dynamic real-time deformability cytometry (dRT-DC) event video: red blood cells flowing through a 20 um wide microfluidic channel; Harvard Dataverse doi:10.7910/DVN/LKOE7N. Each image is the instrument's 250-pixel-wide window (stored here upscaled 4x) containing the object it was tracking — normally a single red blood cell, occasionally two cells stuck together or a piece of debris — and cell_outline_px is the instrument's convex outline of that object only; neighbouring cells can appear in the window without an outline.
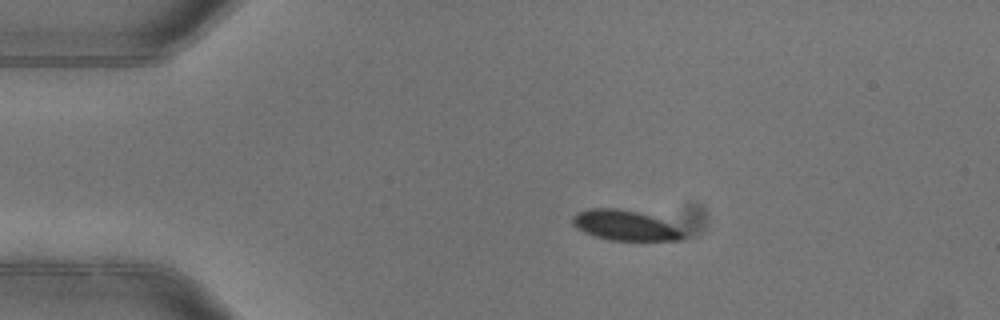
{"species": "common noctule bat (a hibernating species)", "species_latin": "Nyctalus noctula", "temperature_condition": "warm", "stored_images_in_passage": 3, "camera_frame_rate_fps": 3000, "um_per_image_px": 0.085, "animal": {"sex": "female"}, "frame": {"image": 1, "passage_image": 1, "time_ms": 0.0, "image_size_px": [1000, 320], "cell_outline_px": [[684, 236], [680, 240], [608, 240], [584, 232], [576, 228], [572, 224], [572, 216], [580, 212], [592, 208], [616, 208], [636, 212], [660, 220], [676, 228]], "centroid_in_image_um": [53.01, 19.16], "position_along_channel_um": 32.0, "area_um2": 18.73}}
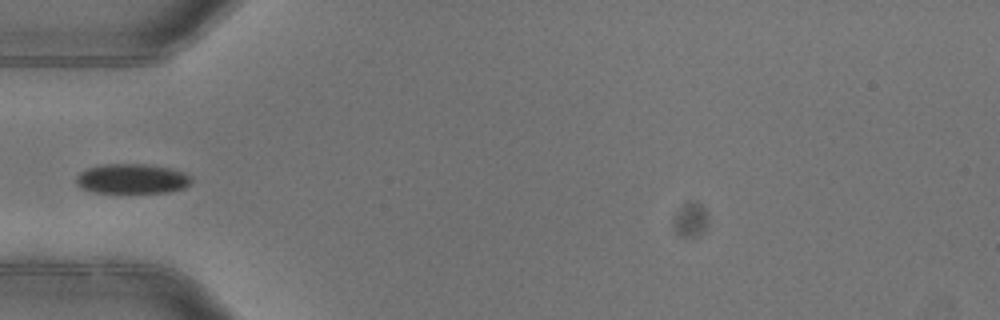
{"frame": {"image": 2, "passage_image": 3, "time_ms": 0.667, "image_size_px": [1000, 320], "cell_outline_px": [[192, 184], [184, 188], [168, 192], [96, 192], [80, 188], [76, 184], [76, 176], [80, 172], [88, 168], [100, 164], [144, 164], [168, 168], [192, 176]], "centroid_in_image_um": [11.21, 15.19], "position_along_channel_um": 73.8, "area_um2": 19.94}}